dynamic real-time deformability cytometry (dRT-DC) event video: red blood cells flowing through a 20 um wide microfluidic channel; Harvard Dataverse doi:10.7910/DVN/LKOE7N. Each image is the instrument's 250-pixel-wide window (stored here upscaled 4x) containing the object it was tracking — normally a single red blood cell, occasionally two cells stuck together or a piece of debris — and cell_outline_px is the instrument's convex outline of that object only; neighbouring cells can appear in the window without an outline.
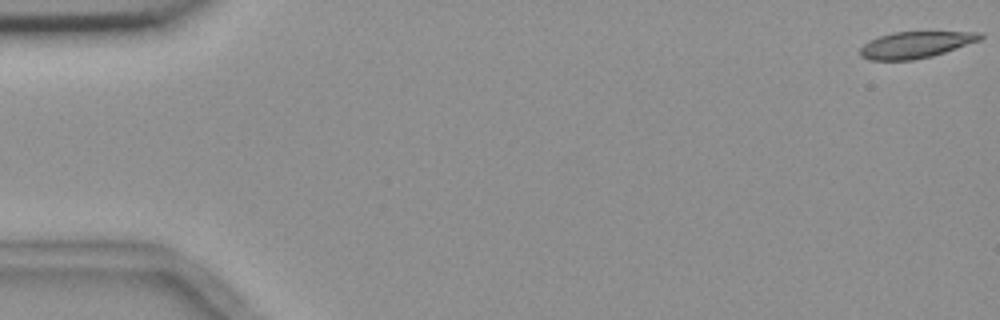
{"species": "common noctule bat (a hibernating species)", "species_latin": "Nyctalus noctula", "temperature_condition": "room temperature", "stored_images_in_passage": 7, "camera_frame_rate_fps": 3000, "um_per_image_px": 0.085, "animal": {"sex": "female", "body_mass_g": 18.4}, "frame": {"image": 1, "passage_image": 1, "time_ms": 0.0, "image_size_px": [1000, 320], "cell_outline_px": [[984, 36], [980, 40], [932, 56], [912, 60], [868, 60], [860, 56], [860, 48], [868, 40], [892, 32], [980, 32]], "centroid_in_image_um": [77.78, 3.81], "position_along_channel_um": 7.2, "area_um2": 18.44}}
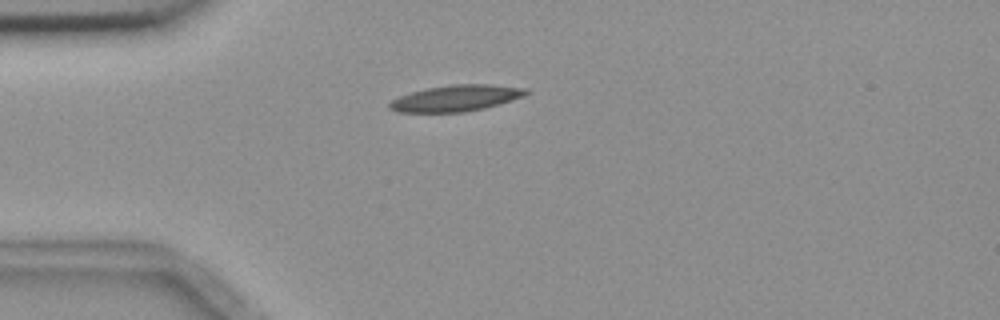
{"frame": {"image": 2, "passage_image": 5, "time_ms": 4.667, "image_size_px": [1000, 320], "cell_outline_px": [[532, 92], [524, 96], [500, 104], [484, 108], [464, 112], [396, 112], [388, 108], [388, 104], [392, 100], [400, 96], [412, 92], [428, 88], [452, 84], [492, 84], [528, 88]], "centroid_in_image_um": [38.81, 8.34], "position_along_channel_um": 46.2, "area_um2": 20.98}}